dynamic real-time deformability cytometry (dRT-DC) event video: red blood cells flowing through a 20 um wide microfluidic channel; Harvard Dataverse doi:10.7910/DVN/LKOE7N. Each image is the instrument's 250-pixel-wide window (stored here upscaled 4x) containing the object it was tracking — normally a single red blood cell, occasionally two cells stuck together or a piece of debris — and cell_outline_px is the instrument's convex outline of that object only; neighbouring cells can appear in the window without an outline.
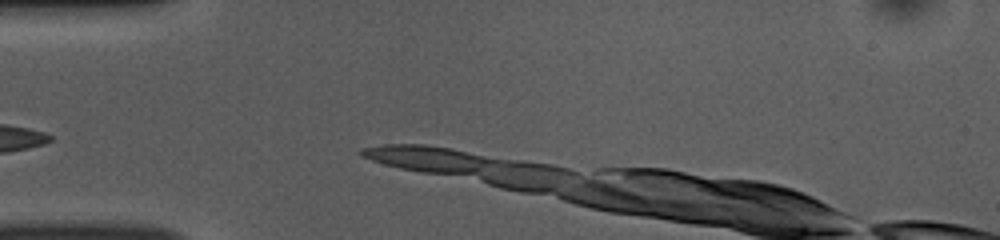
{"species": "common noctule bat (a hibernating species)", "species_latin": "Nyctalus noctula", "temperature_condition": "room temperature", "stored_images_in_passage": 6, "camera_frame_rate_fps": 3000, "um_per_image_px": 0.085, "animal": {"sex": "female", "body_mass_g": 10.0, "forearm_length_mm": 53.1}, "frame": {"image": 1, "passage_image": 2, "time_ms": 0.333, "image_size_px": [1000, 240], "cell_outline_px": [[828, 208], [772, 208], [628, 172], [628, 168], [656, 168], [772, 184], [788, 188], [800, 192], [816, 200]], "centroid_in_image_um": [62.45, 16.03], "position_along_channel_um": 22.5, "area_um2": 22.02}}